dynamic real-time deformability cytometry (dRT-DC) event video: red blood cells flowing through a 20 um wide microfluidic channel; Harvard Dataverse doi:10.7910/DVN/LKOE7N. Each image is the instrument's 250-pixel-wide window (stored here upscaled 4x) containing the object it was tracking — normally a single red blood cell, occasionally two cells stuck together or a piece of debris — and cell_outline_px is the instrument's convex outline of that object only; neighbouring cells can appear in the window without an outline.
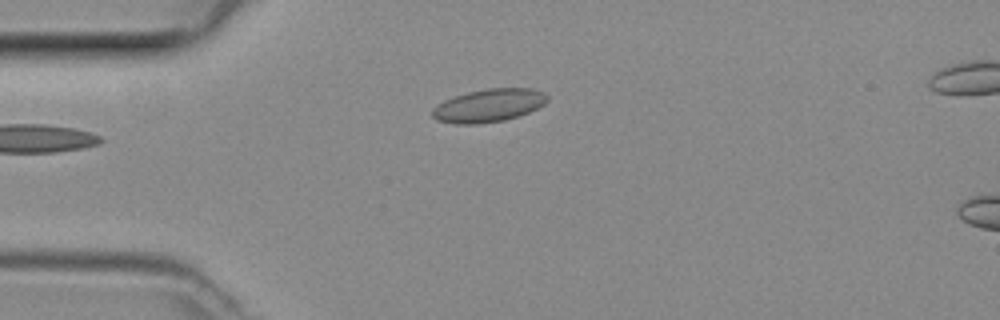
{"species": "common noctule bat (a hibernating species)", "species_latin": "Nyctalus noctula", "temperature_condition": "room temperature", "stored_images_in_passage": 31, "camera_frame_rate_fps": 3000, "um_per_image_px": 0.085, "animal": {"sex": "female", "body_mass_g": 29.2, "forearm_length_mm": 56.3}, "frame": {"image": 1, "passage_image": 1, "time_ms": 0.0, "image_size_px": [1000, 320], "cell_outline_px": [[548, 100], [544, 104], [528, 112], [504, 120], [476, 124], [456, 124], [436, 120], [432, 116], [432, 108], [444, 100], [468, 92], [488, 88], [532, 88], [544, 92], [548, 96]], "centroid_in_image_um": [41.53, 8.96], "position_along_channel_um": 43.5, "area_um2": 22.02}}
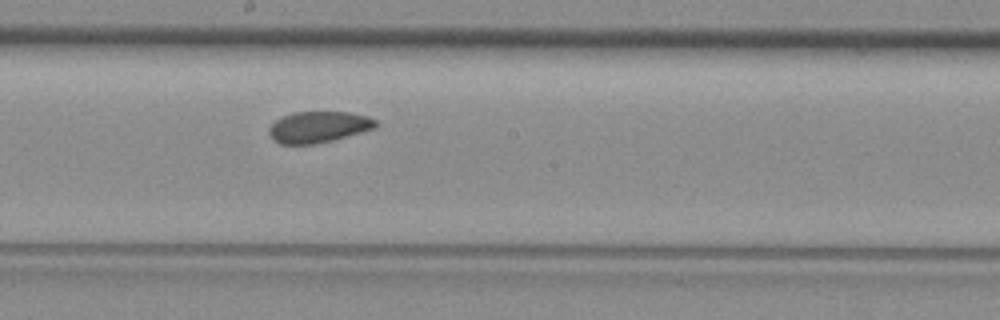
{"frame": {"image": 2, "passage_image": 15, "time_ms": 4.667, "image_size_px": [1000, 320], "cell_outline_px": [[376, 124], [372, 128], [360, 132], [332, 140], [316, 144], [280, 144], [272, 140], [268, 132], [268, 128], [276, 120], [292, 112], [348, 112], [368, 116], [376, 120]], "centroid_in_image_um": [27.01, 10.79], "position_along_channel_um": 221.2, "area_um2": 19.25}}
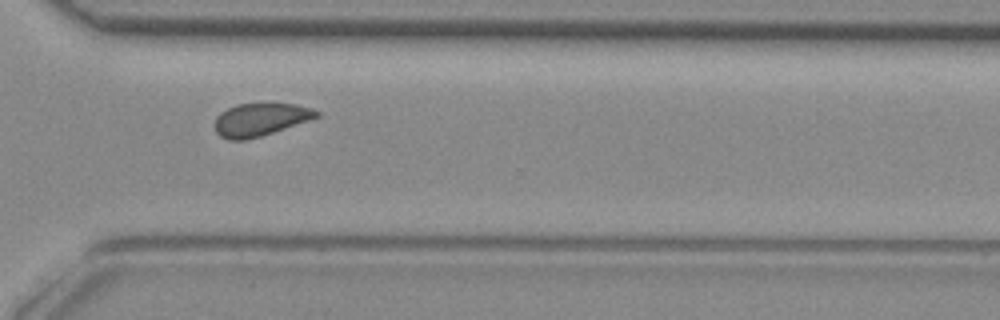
{"frame": {"image": 3, "passage_image": 24, "time_ms": 7.667, "image_size_px": [1000, 320], "cell_outline_px": [[320, 116], [248, 140], [228, 140], [220, 136], [216, 132], [216, 116], [220, 112], [236, 104], [296, 104], [312, 108], [320, 112]], "centroid_in_image_um": [22.11, 10.16], "position_along_channel_um": 348.5, "area_um2": 19.19}}